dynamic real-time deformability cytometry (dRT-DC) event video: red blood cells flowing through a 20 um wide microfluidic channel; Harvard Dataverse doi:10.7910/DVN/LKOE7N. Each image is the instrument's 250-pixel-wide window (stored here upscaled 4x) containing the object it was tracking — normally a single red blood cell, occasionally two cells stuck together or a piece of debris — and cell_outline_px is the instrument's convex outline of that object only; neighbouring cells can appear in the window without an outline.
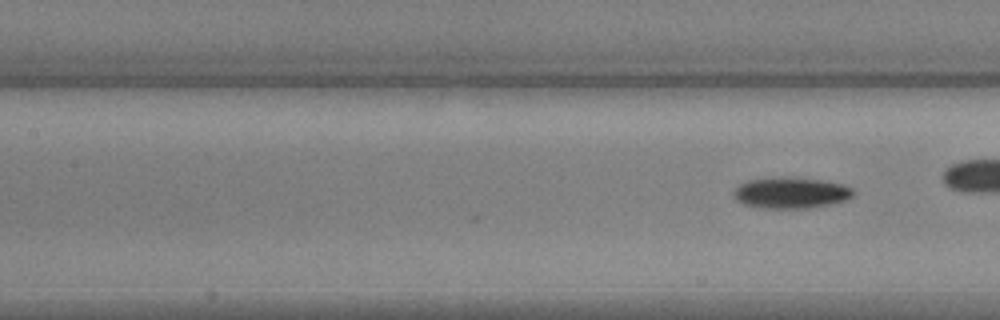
{"species": "common noctule bat (a hibernating species)", "species_latin": "Nyctalus noctula", "temperature_condition": "warm", "stored_images_in_passage": 6, "camera_frame_rate_fps": 3000, "um_per_image_px": 0.085, "animal": {"sex": "male", "body_mass_g": 17.9, "forearm_length_mm": 54.2}, "frame": {"image": 1, "passage_image": 6, "time_ms": 1.667, "image_size_px": [1000, 320], "cell_outline_px": [[852, 196], [844, 200], [828, 204], [808, 208], [764, 208], [744, 204], [736, 200], [732, 192], [740, 184], [748, 180], [772, 176], [784, 176], [820, 180], [844, 184], [852, 188]], "centroid_in_image_um": [67.17, 16.37], "position_along_channel_um": 140.2, "area_um2": 21.68}}